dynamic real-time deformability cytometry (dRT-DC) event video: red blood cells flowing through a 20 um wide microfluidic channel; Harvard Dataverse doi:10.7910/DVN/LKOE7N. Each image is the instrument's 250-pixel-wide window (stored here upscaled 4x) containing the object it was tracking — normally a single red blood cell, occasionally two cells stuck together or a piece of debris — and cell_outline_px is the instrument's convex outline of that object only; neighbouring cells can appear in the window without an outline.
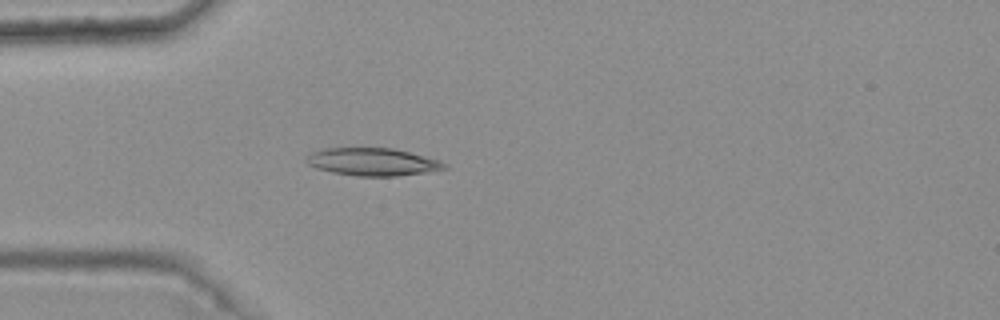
{"species": "common noctule bat (a hibernating species)", "species_latin": "Nyctalus noctula", "temperature_condition": "warm", "stored_images_in_passage": 3, "camera_frame_rate_fps": 3000, "um_per_image_px": 0.085, "animal": {"sex": "female", "body_mass_g": 25.1}, "frame": {"image": 1, "passage_image": 3, "time_ms": 0.667, "image_size_px": [1000, 320], "cell_outline_px": [[448, 168], [424, 172], [396, 176], [356, 176], [332, 172], [316, 168], [308, 164], [304, 160], [304, 156], [308, 152], [324, 148], [392, 148], [440, 160], [448, 164]], "centroid_in_image_um": [31.61, 13.75], "position_along_channel_um": 53.4, "area_um2": 22.37}}